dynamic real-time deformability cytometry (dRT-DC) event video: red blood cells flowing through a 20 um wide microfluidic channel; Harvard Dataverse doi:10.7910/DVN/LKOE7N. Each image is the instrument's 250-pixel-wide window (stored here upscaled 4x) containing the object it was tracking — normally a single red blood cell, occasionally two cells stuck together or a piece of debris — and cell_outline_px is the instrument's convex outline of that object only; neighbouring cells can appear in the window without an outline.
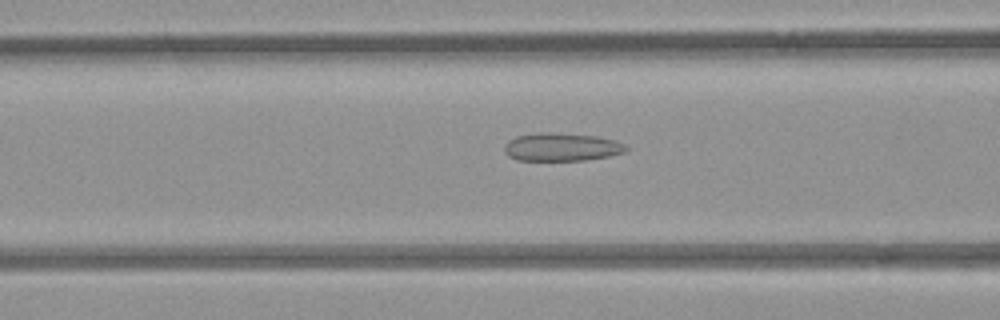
{"species": "common noctule bat (a hibernating species)", "species_latin": "Nyctalus noctula", "temperature_condition": "room temperature", "stored_images_in_passage": 31, "camera_frame_rate_fps": 3000, "um_per_image_px": 0.085, "animal": {"sex": "female", "body_mass_g": 21.9}, "frame": {"image": 1, "passage_image": 9, "time_ms": 2.667, "image_size_px": [1000, 320], "cell_outline_px": [[628, 148], [624, 152], [608, 156], [584, 160], [516, 160], [508, 156], [504, 152], [504, 148], [508, 140], [516, 136], [540, 132], [552, 132], [600, 136], [616, 140], [624, 144]], "centroid_in_image_um": [47.72, 12.48], "position_along_channel_um": 118.9, "area_um2": 20.06}}
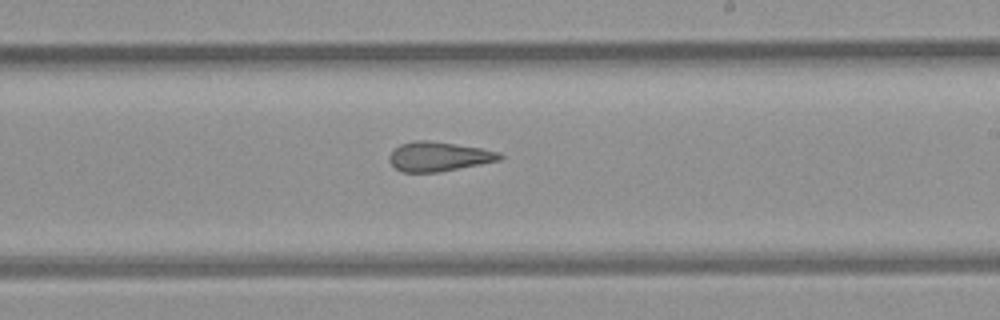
{"frame": {"image": 2, "passage_image": 19, "time_ms": 6.0, "image_size_px": [1000, 320], "cell_outline_px": [[504, 156], [500, 160], [440, 172], [404, 172], [396, 168], [388, 160], [388, 156], [400, 144], [416, 140], [428, 140], [480, 148], [500, 152]], "centroid_in_image_um": [37.29, 13.3], "position_along_channel_um": 251.7, "area_um2": 18.79}}
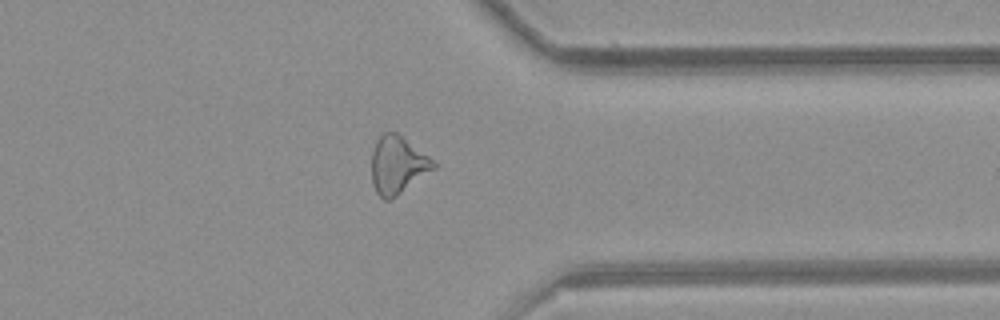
{"frame": {"image": 3, "passage_image": 29, "time_ms": 9.333, "image_size_px": [1000, 320], "cell_outline_px": [[436, 168], [396, 196], [388, 200], [384, 200], [376, 192], [372, 184], [372, 152], [376, 140], [384, 132], [396, 132], [428, 156], [436, 164]], "centroid_in_image_um": [33.78, 14.03], "position_along_channel_um": 377.6, "area_um2": 20.52}}